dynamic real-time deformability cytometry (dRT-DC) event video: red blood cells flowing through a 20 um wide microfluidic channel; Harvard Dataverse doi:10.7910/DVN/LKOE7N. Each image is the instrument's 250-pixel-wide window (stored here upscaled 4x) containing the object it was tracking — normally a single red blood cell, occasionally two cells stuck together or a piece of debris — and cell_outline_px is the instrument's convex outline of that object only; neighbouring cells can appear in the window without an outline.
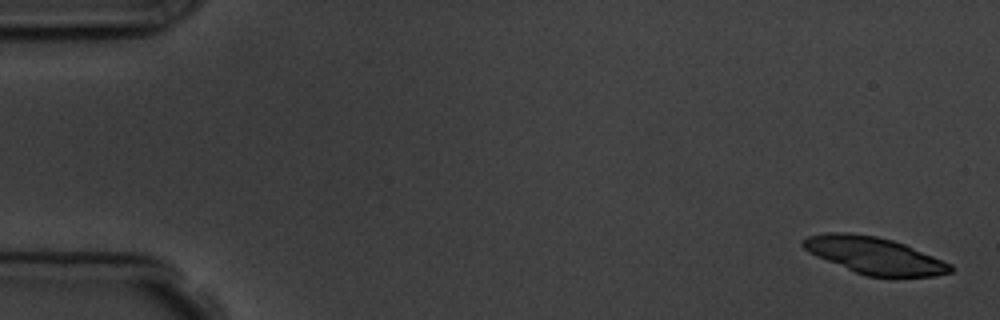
{"species": "common noctule bat (a hibernating species)", "species_latin": "Nyctalus noctula", "temperature_condition": "room temperature", "stored_images_in_passage": 5, "camera_frame_rate_fps": 3000, "um_per_image_px": 0.085, "animal": {"sex": "male", "body_mass_g": 19.5, "forearm_length_mm": 54.6}, "frame": {"image": 1, "passage_image": 1, "time_ms": 0.0, "image_size_px": [1000, 320], "cell_outline_px": [[952, 272], [936, 276], [868, 276], [856, 272], [816, 256], [808, 252], [800, 244], [800, 240], [808, 236], [828, 232], [848, 232], [876, 236], [892, 240], [904, 244], [952, 264]], "centroid_in_image_um": [74.28, 21.7], "position_along_channel_um": 10.7, "area_um2": 31.33}}